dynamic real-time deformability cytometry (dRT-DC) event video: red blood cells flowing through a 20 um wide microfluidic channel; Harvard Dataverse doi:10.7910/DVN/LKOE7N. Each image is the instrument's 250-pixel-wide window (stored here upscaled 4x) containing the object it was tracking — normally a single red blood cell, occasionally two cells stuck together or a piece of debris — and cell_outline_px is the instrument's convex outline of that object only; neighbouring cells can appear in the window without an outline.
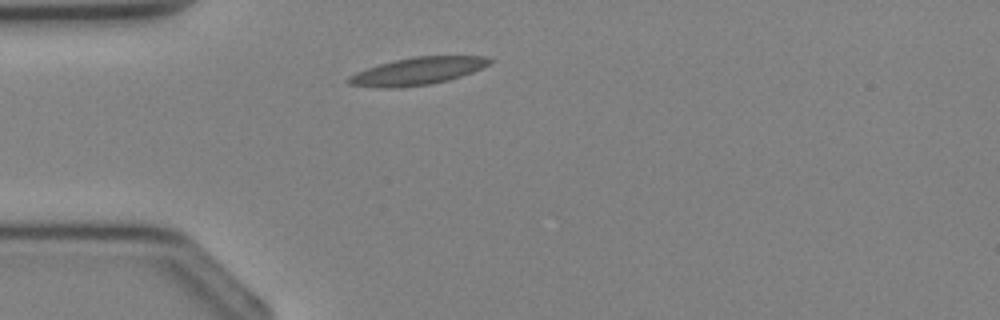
{"species": "Egyptian fruit bat (a non-hibernating species)", "species_latin": "Rousettus aegyptiacus", "temperature_condition": "cold", "stored_images_in_passage": 1, "camera_frame_rate_fps": 3000, "um_per_image_px": 0.085, "animal": {"sex": "female"}, "frame": {"image": 1, "passage_image": 1, "time_ms": 0.0, "image_size_px": [1000, 320], "cell_outline_px": [[492, 60], [488, 64], [472, 72], [448, 80], [432, 84], [396, 88], [384, 88], [348, 84], [344, 80], [348, 76], [356, 72], [380, 64], [396, 60], [416, 56], [484, 56]], "centroid_in_image_um": [35.44, 6.06], "position_along_channel_um": 49.6, "area_um2": 22.31}}